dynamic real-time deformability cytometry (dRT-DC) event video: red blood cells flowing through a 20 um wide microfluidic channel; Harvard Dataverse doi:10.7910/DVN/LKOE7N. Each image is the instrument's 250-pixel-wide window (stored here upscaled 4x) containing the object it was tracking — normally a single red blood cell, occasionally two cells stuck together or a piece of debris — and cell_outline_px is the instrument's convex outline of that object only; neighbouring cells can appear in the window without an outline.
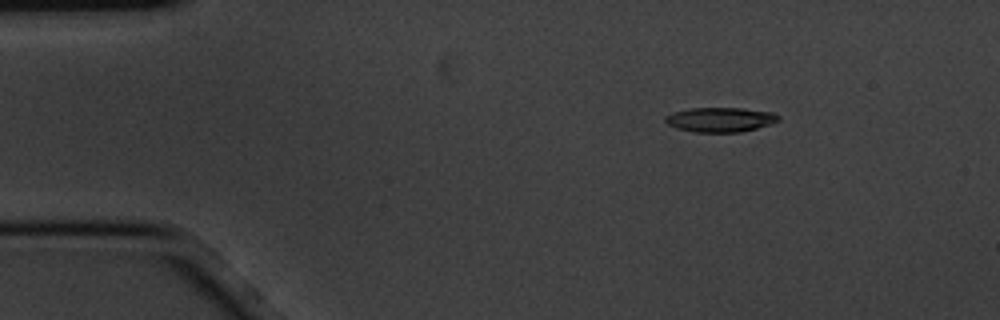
{"species": "common noctule bat (a hibernating species)", "species_latin": "Nyctalus noctula", "temperature_condition": "cold", "stored_images_in_passage": 4, "camera_frame_rate_fps": 3000, "um_per_image_px": 0.085, "animal": {"sex": "male", "body_mass_g": 20.1, "forearm_length_mm": 53.5}, "frame": {"image": 1, "passage_image": 2, "time_ms": 0.333, "image_size_px": [1000, 320], "cell_outline_px": [[780, 120], [756, 128], [740, 132], [696, 132], [676, 128], [668, 124], [664, 120], [664, 116], [672, 112], [692, 108], [744, 108], [772, 112], [780, 116]], "centroid_in_image_um": [61.2, 10.16], "position_along_channel_um": 23.8, "area_um2": 16.18}}